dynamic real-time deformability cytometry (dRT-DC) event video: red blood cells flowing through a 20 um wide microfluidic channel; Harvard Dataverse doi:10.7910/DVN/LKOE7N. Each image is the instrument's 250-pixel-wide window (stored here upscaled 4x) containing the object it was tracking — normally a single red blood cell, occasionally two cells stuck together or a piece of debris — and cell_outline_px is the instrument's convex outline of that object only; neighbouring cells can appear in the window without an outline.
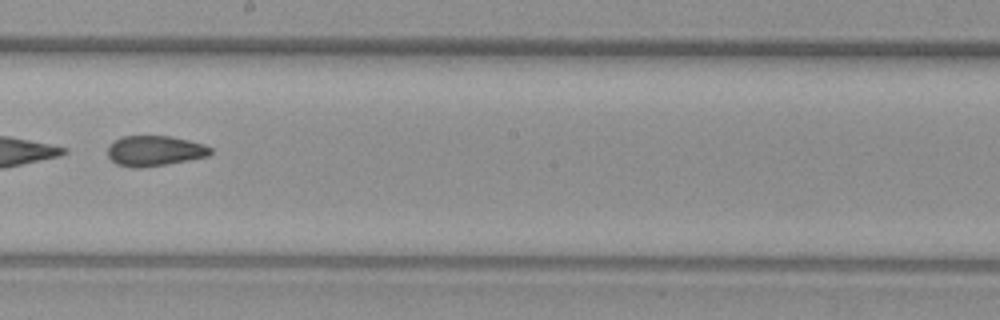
{"species": "common noctule bat (a hibernating species)", "species_latin": "Nyctalus noctula", "temperature_condition": "warm", "stored_images_in_passage": 39, "camera_frame_rate_fps": 3000, "um_per_image_px": 0.085, "animal": {"sex": "female", "body_mass_g": 29.2, "forearm_length_mm": 56.3}, "frame": {"image": 1, "passage_image": 17, "time_ms": 5.333, "image_size_px": [1000, 320], "cell_outline_px": [[212, 152], [208, 156], [188, 160], [140, 168], [132, 168], [116, 164], [108, 156], [108, 144], [124, 136], [168, 136], [188, 140], [204, 144], [212, 148]], "centroid_in_image_um": [13.13, 12.82], "position_along_channel_um": 235.1, "area_um2": 18.09}, "authors_computed_cell_mechanics": {"area_um2": 18.9584, "velocity_mm_per_s": 3.85, "shape_relaxation_time_tau1_ms": 8.9454, "shape_relaxation_time_tau2_ms": 2.2052, "deformation_change_tau1": 0.1771, "deformation_change_tau2": 0.0511}}